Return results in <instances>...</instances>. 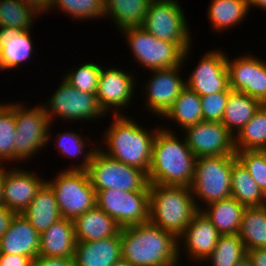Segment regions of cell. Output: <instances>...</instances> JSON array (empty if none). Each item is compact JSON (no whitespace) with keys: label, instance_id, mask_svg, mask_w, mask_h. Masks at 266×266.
Here are the masks:
<instances>
[{"label":"cell","instance_id":"6da1fadb","mask_svg":"<svg viewBox=\"0 0 266 266\" xmlns=\"http://www.w3.org/2000/svg\"><path fill=\"white\" fill-rule=\"evenodd\" d=\"M122 259L133 266H178V238L150 221L121 228Z\"/></svg>","mask_w":266,"mask_h":266},{"label":"cell","instance_id":"7a4b0ae2","mask_svg":"<svg viewBox=\"0 0 266 266\" xmlns=\"http://www.w3.org/2000/svg\"><path fill=\"white\" fill-rule=\"evenodd\" d=\"M159 127L153 141L152 160L147 174L149 184L188 186L192 184L196 156L183 136Z\"/></svg>","mask_w":266,"mask_h":266},{"label":"cell","instance_id":"3957f363","mask_svg":"<svg viewBox=\"0 0 266 266\" xmlns=\"http://www.w3.org/2000/svg\"><path fill=\"white\" fill-rule=\"evenodd\" d=\"M114 121L104 133L107 150L99 149L108 157L141 169L146 174L152 160L153 141L157 130L150 132L125 115H113ZM152 133V134H151Z\"/></svg>","mask_w":266,"mask_h":266},{"label":"cell","instance_id":"277c9868","mask_svg":"<svg viewBox=\"0 0 266 266\" xmlns=\"http://www.w3.org/2000/svg\"><path fill=\"white\" fill-rule=\"evenodd\" d=\"M149 221L177 238L199 211L188 186L149 184Z\"/></svg>","mask_w":266,"mask_h":266},{"label":"cell","instance_id":"5b68a950","mask_svg":"<svg viewBox=\"0 0 266 266\" xmlns=\"http://www.w3.org/2000/svg\"><path fill=\"white\" fill-rule=\"evenodd\" d=\"M84 155L82 164L70 170H86L95 191H149L147 174L141 169L108 157L96 146Z\"/></svg>","mask_w":266,"mask_h":266},{"label":"cell","instance_id":"8992f818","mask_svg":"<svg viewBox=\"0 0 266 266\" xmlns=\"http://www.w3.org/2000/svg\"><path fill=\"white\" fill-rule=\"evenodd\" d=\"M236 160V155L196 158L194 177L190 188L198 210H201L199 199L208 205L231 197V170Z\"/></svg>","mask_w":266,"mask_h":266},{"label":"cell","instance_id":"52a82bcc","mask_svg":"<svg viewBox=\"0 0 266 266\" xmlns=\"http://www.w3.org/2000/svg\"><path fill=\"white\" fill-rule=\"evenodd\" d=\"M121 33L127 37L135 62L151 71L184 64L189 54L190 48L185 51L178 43L158 39L141 26L126 27Z\"/></svg>","mask_w":266,"mask_h":266},{"label":"cell","instance_id":"ba28073f","mask_svg":"<svg viewBox=\"0 0 266 266\" xmlns=\"http://www.w3.org/2000/svg\"><path fill=\"white\" fill-rule=\"evenodd\" d=\"M46 181L54 191L62 218L74 220L96 206V191L86 170H64Z\"/></svg>","mask_w":266,"mask_h":266},{"label":"cell","instance_id":"9c48e42d","mask_svg":"<svg viewBox=\"0 0 266 266\" xmlns=\"http://www.w3.org/2000/svg\"><path fill=\"white\" fill-rule=\"evenodd\" d=\"M14 103L16 137L14 138V161L34 156L48 143L50 120L44 105L26 108L20 103ZM37 152V153H36Z\"/></svg>","mask_w":266,"mask_h":266},{"label":"cell","instance_id":"30bf717a","mask_svg":"<svg viewBox=\"0 0 266 266\" xmlns=\"http://www.w3.org/2000/svg\"><path fill=\"white\" fill-rule=\"evenodd\" d=\"M178 0H152L142 24L147 32L163 41L178 43L185 51L191 47V35Z\"/></svg>","mask_w":266,"mask_h":266},{"label":"cell","instance_id":"8fae6325","mask_svg":"<svg viewBox=\"0 0 266 266\" xmlns=\"http://www.w3.org/2000/svg\"><path fill=\"white\" fill-rule=\"evenodd\" d=\"M96 206L112 217L121 228L144 224L150 219L149 191H96Z\"/></svg>","mask_w":266,"mask_h":266},{"label":"cell","instance_id":"7c38bea8","mask_svg":"<svg viewBox=\"0 0 266 266\" xmlns=\"http://www.w3.org/2000/svg\"><path fill=\"white\" fill-rule=\"evenodd\" d=\"M44 106L50 122L53 118L63 120L90 121L106 115L100 108L96 94L82 92L70 85L64 78L51 99ZM49 107V108H48ZM57 116V117H56Z\"/></svg>","mask_w":266,"mask_h":266},{"label":"cell","instance_id":"4fadbf2b","mask_svg":"<svg viewBox=\"0 0 266 266\" xmlns=\"http://www.w3.org/2000/svg\"><path fill=\"white\" fill-rule=\"evenodd\" d=\"M185 141L196 158L236 155L234 136L222 122L202 121L184 129Z\"/></svg>","mask_w":266,"mask_h":266},{"label":"cell","instance_id":"5bb4252c","mask_svg":"<svg viewBox=\"0 0 266 266\" xmlns=\"http://www.w3.org/2000/svg\"><path fill=\"white\" fill-rule=\"evenodd\" d=\"M226 59V54L217 49L205 53L188 80H185L186 87L199 96L229 92L231 89Z\"/></svg>","mask_w":266,"mask_h":266},{"label":"cell","instance_id":"9a60e30c","mask_svg":"<svg viewBox=\"0 0 266 266\" xmlns=\"http://www.w3.org/2000/svg\"><path fill=\"white\" fill-rule=\"evenodd\" d=\"M229 87L266 103V61L254 56L226 59Z\"/></svg>","mask_w":266,"mask_h":266},{"label":"cell","instance_id":"2e32d148","mask_svg":"<svg viewBox=\"0 0 266 266\" xmlns=\"http://www.w3.org/2000/svg\"><path fill=\"white\" fill-rule=\"evenodd\" d=\"M181 66L152 70V78L146 83L147 92L144 93L147 94L146 108L155 115L164 116L186 87L185 79L183 81L179 75Z\"/></svg>","mask_w":266,"mask_h":266},{"label":"cell","instance_id":"e0dca14e","mask_svg":"<svg viewBox=\"0 0 266 266\" xmlns=\"http://www.w3.org/2000/svg\"><path fill=\"white\" fill-rule=\"evenodd\" d=\"M102 67L97 87V100L100 108L107 111L114 109V115H120V109L128 105L133 98L135 77L122 69ZM120 109L118 110V108ZM119 111V112H118Z\"/></svg>","mask_w":266,"mask_h":266},{"label":"cell","instance_id":"ac0fdd59","mask_svg":"<svg viewBox=\"0 0 266 266\" xmlns=\"http://www.w3.org/2000/svg\"><path fill=\"white\" fill-rule=\"evenodd\" d=\"M46 183L39 175L25 171L4 167V206L16 214H21Z\"/></svg>","mask_w":266,"mask_h":266},{"label":"cell","instance_id":"d6986e66","mask_svg":"<svg viewBox=\"0 0 266 266\" xmlns=\"http://www.w3.org/2000/svg\"><path fill=\"white\" fill-rule=\"evenodd\" d=\"M220 234L200 210L194 215L184 232L178 237L183 242L185 253L195 262L205 261L214 250ZM183 240V241H182ZM187 250V251H186Z\"/></svg>","mask_w":266,"mask_h":266},{"label":"cell","instance_id":"ffe728a7","mask_svg":"<svg viewBox=\"0 0 266 266\" xmlns=\"http://www.w3.org/2000/svg\"><path fill=\"white\" fill-rule=\"evenodd\" d=\"M40 234L22 214H16L0 238V254L23 255L34 260L39 256Z\"/></svg>","mask_w":266,"mask_h":266},{"label":"cell","instance_id":"44dd1931","mask_svg":"<svg viewBox=\"0 0 266 266\" xmlns=\"http://www.w3.org/2000/svg\"><path fill=\"white\" fill-rule=\"evenodd\" d=\"M73 257L76 266H113L122 259L120 232L98 241L77 242Z\"/></svg>","mask_w":266,"mask_h":266},{"label":"cell","instance_id":"7402d4cb","mask_svg":"<svg viewBox=\"0 0 266 266\" xmlns=\"http://www.w3.org/2000/svg\"><path fill=\"white\" fill-rule=\"evenodd\" d=\"M73 224L77 242L113 237L121 230L118 223L97 206L74 219Z\"/></svg>","mask_w":266,"mask_h":266},{"label":"cell","instance_id":"603a6c76","mask_svg":"<svg viewBox=\"0 0 266 266\" xmlns=\"http://www.w3.org/2000/svg\"><path fill=\"white\" fill-rule=\"evenodd\" d=\"M76 243L73 221L61 218L40 235L39 256L73 257Z\"/></svg>","mask_w":266,"mask_h":266},{"label":"cell","instance_id":"cb8c5ba5","mask_svg":"<svg viewBox=\"0 0 266 266\" xmlns=\"http://www.w3.org/2000/svg\"><path fill=\"white\" fill-rule=\"evenodd\" d=\"M21 214L40 235L62 218L55 193L47 183L41 187Z\"/></svg>","mask_w":266,"mask_h":266},{"label":"cell","instance_id":"d4e9b609","mask_svg":"<svg viewBox=\"0 0 266 266\" xmlns=\"http://www.w3.org/2000/svg\"><path fill=\"white\" fill-rule=\"evenodd\" d=\"M246 207L239 203L232 196L220 201H215L201 207V212L216 227L220 235L239 234L241 221Z\"/></svg>","mask_w":266,"mask_h":266},{"label":"cell","instance_id":"484cf974","mask_svg":"<svg viewBox=\"0 0 266 266\" xmlns=\"http://www.w3.org/2000/svg\"><path fill=\"white\" fill-rule=\"evenodd\" d=\"M29 30L0 33L1 70L16 69L29 60L34 43Z\"/></svg>","mask_w":266,"mask_h":266},{"label":"cell","instance_id":"4316f807","mask_svg":"<svg viewBox=\"0 0 266 266\" xmlns=\"http://www.w3.org/2000/svg\"><path fill=\"white\" fill-rule=\"evenodd\" d=\"M261 105L259 100L245 93L230 90L221 122L233 136H236Z\"/></svg>","mask_w":266,"mask_h":266},{"label":"cell","instance_id":"83f0119b","mask_svg":"<svg viewBox=\"0 0 266 266\" xmlns=\"http://www.w3.org/2000/svg\"><path fill=\"white\" fill-rule=\"evenodd\" d=\"M152 0H104L105 17H112L121 31L142 26Z\"/></svg>","mask_w":266,"mask_h":266},{"label":"cell","instance_id":"f1b7e54d","mask_svg":"<svg viewBox=\"0 0 266 266\" xmlns=\"http://www.w3.org/2000/svg\"><path fill=\"white\" fill-rule=\"evenodd\" d=\"M231 196L246 208L266 205V196L238 159L231 170Z\"/></svg>","mask_w":266,"mask_h":266},{"label":"cell","instance_id":"f546056e","mask_svg":"<svg viewBox=\"0 0 266 266\" xmlns=\"http://www.w3.org/2000/svg\"><path fill=\"white\" fill-rule=\"evenodd\" d=\"M239 237L246 251L266 248V205L247 207L243 213Z\"/></svg>","mask_w":266,"mask_h":266},{"label":"cell","instance_id":"4dcf8cb0","mask_svg":"<svg viewBox=\"0 0 266 266\" xmlns=\"http://www.w3.org/2000/svg\"><path fill=\"white\" fill-rule=\"evenodd\" d=\"M163 117L176 121L183 130L202 122L201 97L185 87Z\"/></svg>","mask_w":266,"mask_h":266},{"label":"cell","instance_id":"1f68e13d","mask_svg":"<svg viewBox=\"0 0 266 266\" xmlns=\"http://www.w3.org/2000/svg\"><path fill=\"white\" fill-rule=\"evenodd\" d=\"M39 13L19 0H0V33L30 30Z\"/></svg>","mask_w":266,"mask_h":266},{"label":"cell","instance_id":"d6a6232c","mask_svg":"<svg viewBox=\"0 0 266 266\" xmlns=\"http://www.w3.org/2000/svg\"><path fill=\"white\" fill-rule=\"evenodd\" d=\"M207 13L214 29L220 32L240 23L249 13L247 0H212Z\"/></svg>","mask_w":266,"mask_h":266},{"label":"cell","instance_id":"836d02e7","mask_svg":"<svg viewBox=\"0 0 266 266\" xmlns=\"http://www.w3.org/2000/svg\"><path fill=\"white\" fill-rule=\"evenodd\" d=\"M235 151L266 148V105L262 104L251 120L234 136Z\"/></svg>","mask_w":266,"mask_h":266},{"label":"cell","instance_id":"e575fe53","mask_svg":"<svg viewBox=\"0 0 266 266\" xmlns=\"http://www.w3.org/2000/svg\"><path fill=\"white\" fill-rule=\"evenodd\" d=\"M247 256L239 234L220 235L212 253L206 258L211 266H234Z\"/></svg>","mask_w":266,"mask_h":266},{"label":"cell","instance_id":"d590c367","mask_svg":"<svg viewBox=\"0 0 266 266\" xmlns=\"http://www.w3.org/2000/svg\"><path fill=\"white\" fill-rule=\"evenodd\" d=\"M56 6L72 19H94L105 16L104 0H51L49 10H53L52 7Z\"/></svg>","mask_w":266,"mask_h":266},{"label":"cell","instance_id":"8d00e7d4","mask_svg":"<svg viewBox=\"0 0 266 266\" xmlns=\"http://www.w3.org/2000/svg\"><path fill=\"white\" fill-rule=\"evenodd\" d=\"M16 125L14 117V103L0 105V164L1 161L14 160V138Z\"/></svg>","mask_w":266,"mask_h":266},{"label":"cell","instance_id":"74e56055","mask_svg":"<svg viewBox=\"0 0 266 266\" xmlns=\"http://www.w3.org/2000/svg\"><path fill=\"white\" fill-rule=\"evenodd\" d=\"M101 70L98 63H84L75 71L66 73L64 79L82 92L96 94Z\"/></svg>","mask_w":266,"mask_h":266},{"label":"cell","instance_id":"f35d334b","mask_svg":"<svg viewBox=\"0 0 266 266\" xmlns=\"http://www.w3.org/2000/svg\"><path fill=\"white\" fill-rule=\"evenodd\" d=\"M235 154L266 196V152L264 150H244L236 151Z\"/></svg>","mask_w":266,"mask_h":266},{"label":"cell","instance_id":"ab89813d","mask_svg":"<svg viewBox=\"0 0 266 266\" xmlns=\"http://www.w3.org/2000/svg\"><path fill=\"white\" fill-rule=\"evenodd\" d=\"M200 97L203 121L221 122L229 98V92H217Z\"/></svg>","mask_w":266,"mask_h":266},{"label":"cell","instance_id":"60d3db41","mask_svg":"<svg viewBox=\"0 0 266 266\" xmlns=\"http://www.w3.org/2000/svg\"><path fill=\"white\" fill-rule=\"evenodd\" d=\"M84 139L81 137L80 134L76 132H65L59 136H57V146L64 156L72 157L76 159V156H80V154H84L85 146L87 145L86 142L83 141Z\"/></svg>","mask_w":266,"mask_h":266},{"label":"cell","instance_id":"b9f144b4","mask_svg":"<svg viewBox=\"0 0 266 266\" xmlns=\"http://www.w3.org/2000/svg\"><path fill=\"white\" fill-rule=\"evenodd\" d=\"M34 266H76L74 257L38 256Z\"/></svg>","mask_w":266,"mask_h":266},{"label":"cell","instance_id":"7bdbcfd3","mask_svg":"<svg viewBox=\"0 0 266 266\" xmlns=\"http://www.w3.org/2000/svg\"><path fill=\"white\" fill-rule=\"evenodd\" d=\"M0 266H34V259L23 255L0 254Z\"/></svg>","mask_w":266,"mask_h":266},{"label":"cell","instance_id":"ee69618b","mask_svg":"<svg viewBox=\"0 0 266 266\" xmlns=\"http://www.w3.org/2000/svg\"><path fill=\"white\" fill-rule=\"evenodd\" d=\"M16 215L15 212L8 209L7 207L0 206V238L8 230L12 219Z\"/></svg>","mask_w":266,"mask_h":266},{"label":"cell","instance_id":"f6af8a7d","mask_svg":"<svg viewBox=\"0 0 266 266\" xmlns=\"http://www.w3.org/2000/svg\"><path fill=\"white\" fill-rule=\"evenodd\" d=\"M247 256L253 266H266V248L247 250Z\"/></svg>","mask_w":266,"mask_h":266},{"label":"cell","instance_id":"bcb514c9","mask_svg":"<svg viewBox=\"0 0 266 266\" xmlns=\"http://www.w3.org/2000/svg\"><path fill=\"white\" fill-rule=\"evenodd\" d=\"M19 1L36 10L39 13V16L42 12L46 13L47 10L49 11V6L51 3V0H19Z\"/></svg>","mask_w":266,"mask_h":266},{"label":"cell","instance_id":"7dc6e473","mask_svg":"<svg viewBox=\"0 0 266 266\" xmlns=\"http://www.w3.org/2000/svg\"><path fill=\"white\" fill-rule=\"evenodd\" d=\"M3 192H4V167H0V206L4 205L3 200Z\"/></svg>","mask_w":266,"mask_h":266},{"label":"cell","instance_id":"c3c4849f","mask_svg":"<svg viewBox=\"0 0 266 266\" xmlns=\"http://www.w3.org/2000/svg\"><path fill=\"white\" fill-rule=\"evenodd\" d=\"M248 2V8L250 10V6H254L257 8H262L266 11V0H247Z\"/></svg>","mask_w":266,"mask_h":266},{"label":"cell","instance_id":"681fc988","mask_svg":"<svg viewBox=\"0 0 266 266\" xmlns=\"http://www.w3.org/2000/svg\"><path fill=\"white\" fill-rule=\"evenodd\" d=\"M234 266H253L251 260L248 258V256H245L239 263H237Z\"/></svg>","mask_w":266,"mask_h":266},{"label":"cell","instance_id":"f907efd6","mask_svg":"<svg viewBox=\"0 0 266 266\" xmlns=\"http://www.w3.org/2000/svg\"><path fill=\"white\" fill-rule=\"evenodd\" d=\"M113 266H133V265L124 259H120Z\"/></svg>","mask_w":266,"mask_h":266}]
</instances>
